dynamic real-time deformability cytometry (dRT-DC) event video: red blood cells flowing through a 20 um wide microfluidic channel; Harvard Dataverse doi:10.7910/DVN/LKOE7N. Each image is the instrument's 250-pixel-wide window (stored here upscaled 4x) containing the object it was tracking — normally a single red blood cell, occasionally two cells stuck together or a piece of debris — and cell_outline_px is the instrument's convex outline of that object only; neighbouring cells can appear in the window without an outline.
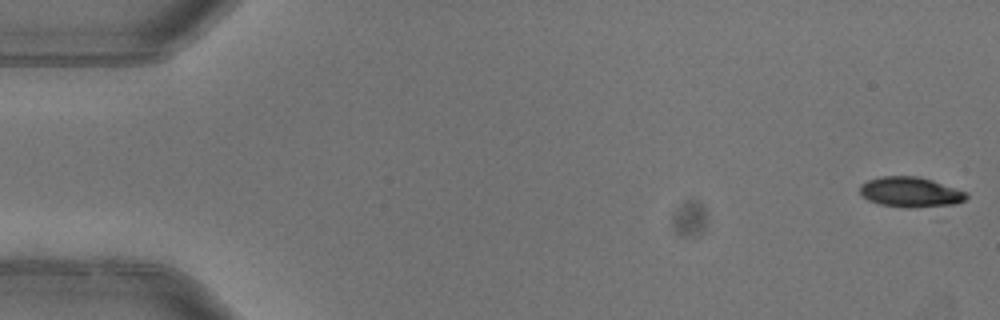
{"species": "common noctule bat (a hibernating species)", "species_latin": "Nyctalus noctula", "temperature_condition": "warm", "stored_images_in_passage": 4, "camera_frame_rate_fps": 3000, "um_per_image_px": 0.085, "animal": {"sex": "female"}, "frame": {"image": 1, "passage_image": 1, "time_ms": 0.0, "image_size_px": [1000, 320], "cell_outline_px": [[968, 196], [964, 200], [952, 204], [908, 208], [880, 204], [868, 200], [860, 192], [860, 184], [868, 180], [880, 176], [920, 176], [968, 192]], "centroid_in_image_um": [77.38, 16.31], "position_along_channel_um": 7.6, "area_um2": 18.61}}